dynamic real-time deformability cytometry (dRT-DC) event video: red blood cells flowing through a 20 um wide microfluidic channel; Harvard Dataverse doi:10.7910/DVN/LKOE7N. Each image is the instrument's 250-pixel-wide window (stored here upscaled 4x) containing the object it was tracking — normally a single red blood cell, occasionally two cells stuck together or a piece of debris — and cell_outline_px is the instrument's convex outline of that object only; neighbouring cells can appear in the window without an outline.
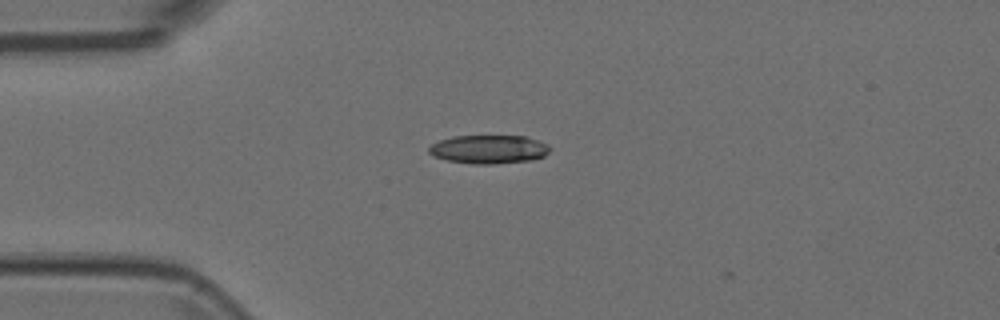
{"species": "Egyptian fruit bat (a non-hibernating species)", "species_latin": "Rousettus aegyptiacus", "temperature_condition": "room temperature", "stored_images_in_passage": 4, "camera_frame_rate_fps": 3000, "um_per_image_px": 0.085, "animal": {"sex": "female"}, "frame": {"image": 1, "passage_image": 1, "time_ms": 0.0, "image_size_px": [1000, 320], "cell_outline_px": [[552, 148], [544, 156], [532, 160], [492, 164], [472, 164], [448, 160], [432, 156], [428, 152], [428, 148], [432, 144], [440, 140], [452, 136], [528, 136], [548, 144]], "centroid_in_image_um": [41.56, 12.69], "position_along_channel_um": 43.4, "area_um2": 20.29}}